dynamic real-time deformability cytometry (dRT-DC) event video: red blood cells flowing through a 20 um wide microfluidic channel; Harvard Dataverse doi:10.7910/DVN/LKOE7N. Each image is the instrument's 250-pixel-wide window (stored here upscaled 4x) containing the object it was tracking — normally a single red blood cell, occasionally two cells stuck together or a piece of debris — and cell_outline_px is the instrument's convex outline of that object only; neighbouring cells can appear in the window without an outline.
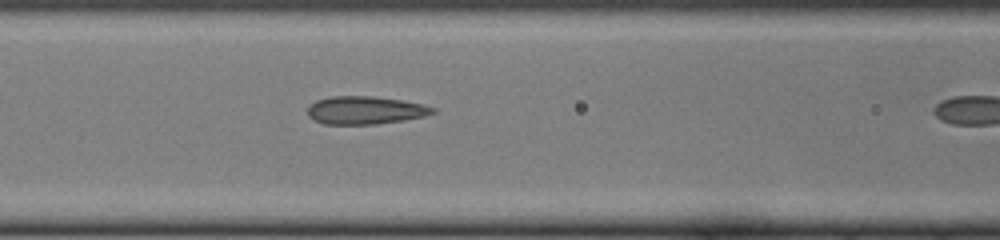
{"species": "common noctule bat (a hibernating species)", "species_latin": "Nyctalus noctula", "temperature_condition": "cold", "stored_images_in_passage": 14, "camera_frame_rate_fps": 3000, "um_per_image_px": 0.085, "animal": {"sex": "female", "body_mass_g": 22.0, "forearm_length_mm": 56.7}, "frame": {"image": 1, "passage_image": 7, "time_ms": 2.0, "image_size_px": [1000, 240], "cell_outline_px": [[436, 112], [424, 116], [404, 120], [376, 124], [324, 124], [308, 116], [308, 108], [316, 100], [332, 96], [372, 96], [404, 100], [424, 104], [436, 108]], "centroid_in_image_um": [31.09, 9.36], "position_along_channel_um": 135.5, "area_um2": 20.4}}
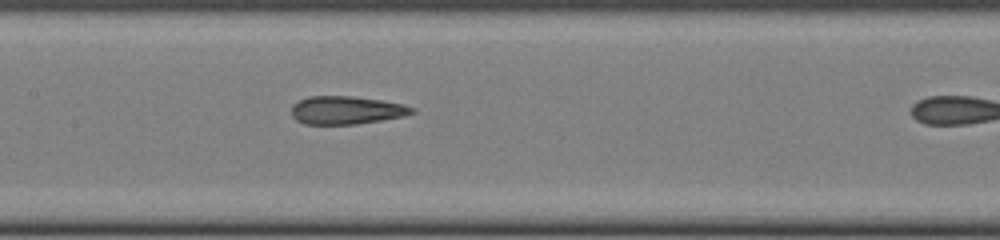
{"frame": {"image": 2, "passage_image": 10, "time_ms": 3.0, "image_size_px": [1000, 240], "cell_outline_px": [[416, 112], [404, 116], [356, 124], [304, 124], [296, 120], [292, 116], [292, 104], [308, 96], [352, 96], [384, 100], [404, 104], [416, 108]], "centroid_in_image_um": [29.46, 9.36], "position_along_channel_um": 177.9, "area_um2": 19.88}}